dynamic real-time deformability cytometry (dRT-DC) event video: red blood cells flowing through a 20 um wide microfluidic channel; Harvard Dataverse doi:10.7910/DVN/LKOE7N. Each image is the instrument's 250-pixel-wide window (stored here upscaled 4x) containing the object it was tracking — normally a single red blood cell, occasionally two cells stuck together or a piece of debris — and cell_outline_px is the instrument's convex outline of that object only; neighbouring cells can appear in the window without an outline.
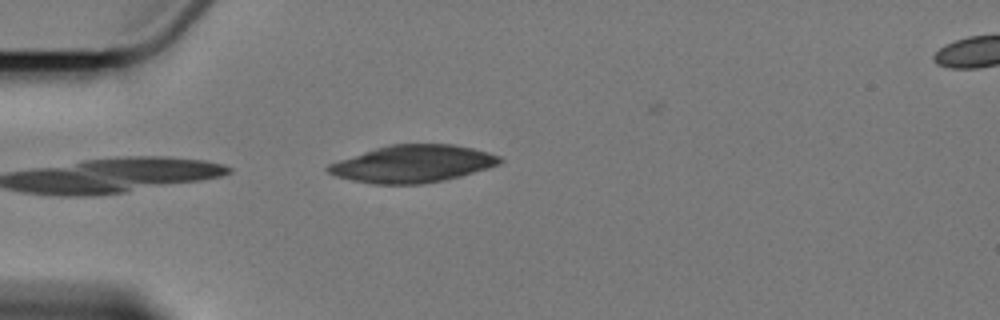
{"species": "Egyptian fruit bat (a non-hibernating species)", "species_latin": "Rousettus aegyptiacus", "temperature_condition": "cold", "stored_images_in_passage": 7, "segment_of_instrument_passage": [2, 3], "camera_frame_rate_fps": 3000, "um_per_image_px": 0.085, "animal": {"sex": "female"}, "frame": {"image": 1, "passage_image": 6, "time_ms": 6.667, "image_size_px": [1000, 320], "cell_outline_px": [[504, 160], [500, 164], [488, 168], [460, 176], [444, 180], [420, 184], [372, 184], [352, 180], [336, 176], [328, 172], [324, 168], [328, 164], [376, 148], [392, 144], [452, 144], [472, 148], [488, 152], [500, 156]], "centroid_in_image_um": [35.1, 13.93], "position_along_channel_um": 49.9, "area_um2": 37.11}}